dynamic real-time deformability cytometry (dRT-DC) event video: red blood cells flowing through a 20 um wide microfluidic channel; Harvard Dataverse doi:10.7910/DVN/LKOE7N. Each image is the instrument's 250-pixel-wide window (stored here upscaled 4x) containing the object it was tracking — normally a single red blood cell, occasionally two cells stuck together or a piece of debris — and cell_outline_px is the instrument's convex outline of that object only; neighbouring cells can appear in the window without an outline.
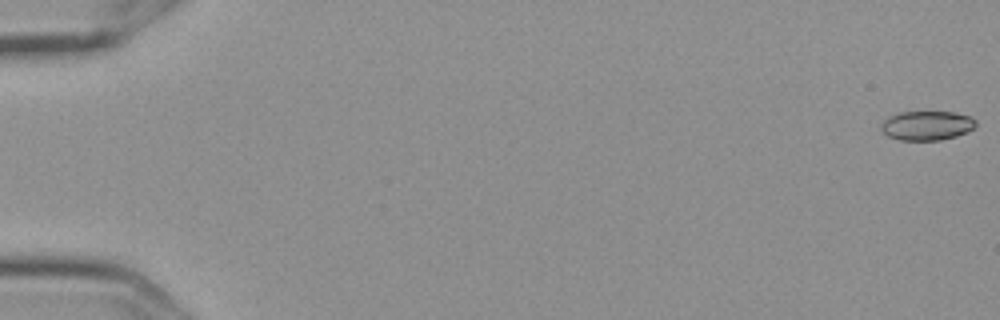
{"species": "Egyptian fruit bat (a non-hibernating species)", "species_latin": "Rousettus aegyptiacus", "temperature_condition": "cold", "stored_images_in_passage": 5, "camera_frame_rate_fps": 3000, "um_per_image_px": 0.085, "frame": {"image": 1, "passage_image": 1, "time_ms": 0.0, "image_size_px": [1000, 320], "cell_outline_px": [[976, 124], [968, 132], [956, 136], [940, 140], [900, 140], [888, 136], [880, 128], [880, 124], [888, 116], [900, 112], [952, 112], [972, 116], [976, 120]], "centroid_in_image_um": [78.78, 10.67], "position_along_channel_um": 6.2, "area_um2": 16.24}}